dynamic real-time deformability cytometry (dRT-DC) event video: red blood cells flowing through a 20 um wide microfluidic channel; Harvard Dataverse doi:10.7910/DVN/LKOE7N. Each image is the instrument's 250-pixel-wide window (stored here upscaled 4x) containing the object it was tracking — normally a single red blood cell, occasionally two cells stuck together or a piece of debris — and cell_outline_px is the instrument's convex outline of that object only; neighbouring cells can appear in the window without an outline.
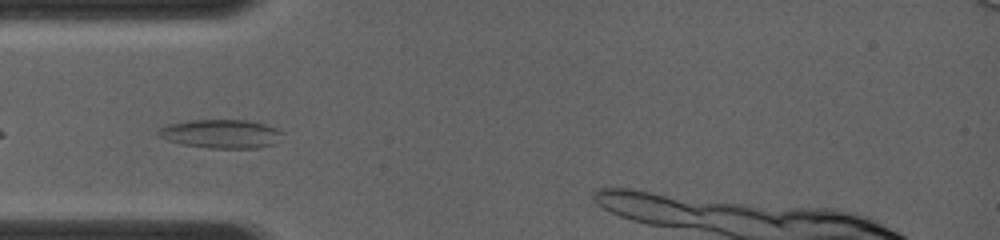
{"species": "common noctule bat (a hibernating species)", "species_latin": "Nyctalus noctula", "temperature_condition": "room temperature", "stored_images_in_passage": 9, "segment_of_instrument_passage": [1, 2], "camera_frame_rate_fps": 4000, "um_per_image_px": 0.085, "animal": {"sex": "female", "body_mass_g": 19.0, "forearm_length_mm": 56.7}, "frame": {"image": 1, "passage_image": 2, "time_ms": 0.75, "image_size_px": [1000, 240], "cell_outline_px": [[284, 132], [272, 144], [256, 148], [208, 148], [180, 144], [156, 136], [156, 132], [160, 128], [168, 124], [188, 120], [248, 120], [264, 124], [276, 128]], "centroid_in_image_um": [18.72, 11.37], "position_along_channel_um": 66.3, "area_um2": 20.75}}
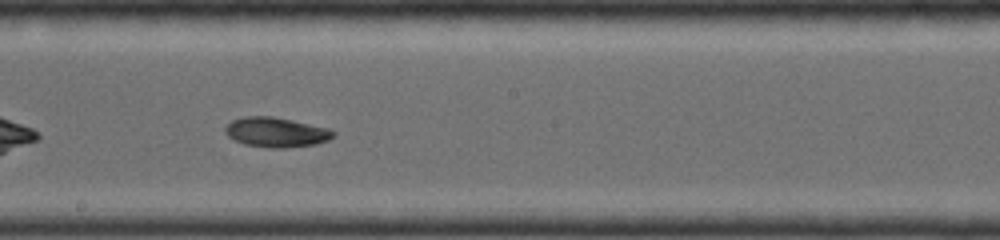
{"frame": {"image": 2, "passage_image": 6, "time_ms": 4.25, "image_size_px": [1000, 240], "cell_outline_px": [[336, 136], [328, 140], [316, 144], [288, 148], [268, 148], [244, 144], [228, 136], [224, 132], [224, 128], [232, 120], [244, 116], [272, 116], [292, 120], [328, 128], [336, 132]], "centroid_in_image_um": [23.48, 11.24], "position_along_channel_um": 224.7, "area_um2": 18.9}}
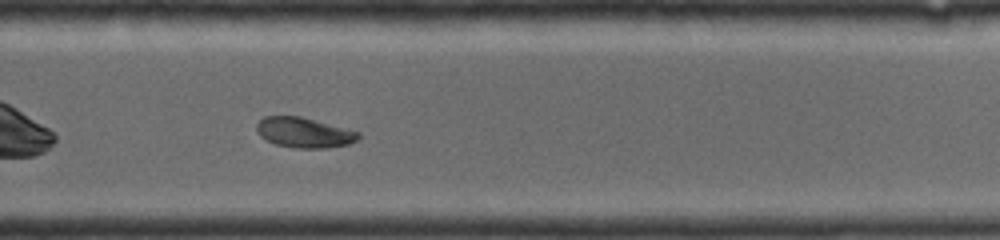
{"frame": {"image": 3, "passage_image": 8, "time_ms": 6.0, "image_size_px": [1000, 240], "cell_outline_px": [[360, 136], [356, 140], [348, 144], [328, 148], [296, 148], [276, 144], [264, 140], [256, 132], [256, 124], [264, 116], [300, 116], [360, 132]], "centroid_in_image_um": [25.81, 11.27], "position_along_channel_um": 304.0, "area_um2": 17.92}}